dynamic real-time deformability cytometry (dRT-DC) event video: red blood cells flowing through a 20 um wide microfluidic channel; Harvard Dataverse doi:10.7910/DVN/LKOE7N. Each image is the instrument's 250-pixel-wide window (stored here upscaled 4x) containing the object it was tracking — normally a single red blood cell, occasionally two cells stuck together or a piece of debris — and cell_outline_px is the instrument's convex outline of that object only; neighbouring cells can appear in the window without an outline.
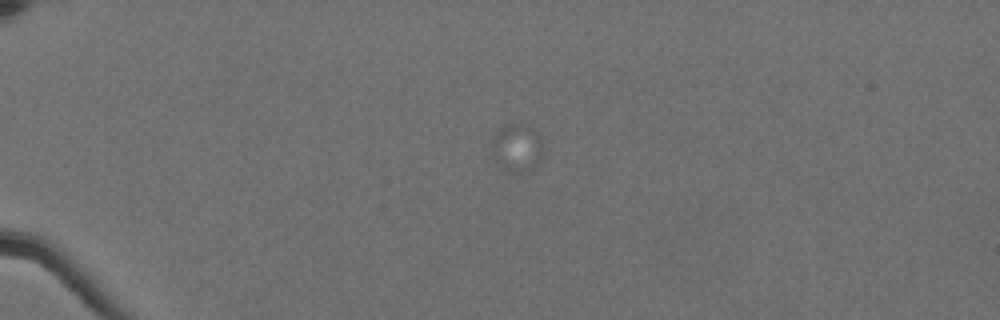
{"species": "Egyptian fruit bat (a non-hibernating species)", "species_latin": "Rousettus aegyptiacus", "temperature_condition": "cold", "stored_images_in_passage": 8, "camera_frame_rate_fps": 3000, "um_per_image_px": 0.085, "animal": {"sex": "female"}, "frame": {"image": 1, "passage_image": 2, "time_ms": 0.333, "image_size_px": [1000, 320], "cell_outline_px": [[540, 160], [532, 168], [520, 172], [508, 172], [492, 156], [492, 152], [496, 132], [504, 124], [524, 124], [532, 128], [536, 132], [540, 140]], "centroid_in_image_um": [43.91, 12.55], "position_along_channel_um": 41.1, "area_um2": 13.7}}